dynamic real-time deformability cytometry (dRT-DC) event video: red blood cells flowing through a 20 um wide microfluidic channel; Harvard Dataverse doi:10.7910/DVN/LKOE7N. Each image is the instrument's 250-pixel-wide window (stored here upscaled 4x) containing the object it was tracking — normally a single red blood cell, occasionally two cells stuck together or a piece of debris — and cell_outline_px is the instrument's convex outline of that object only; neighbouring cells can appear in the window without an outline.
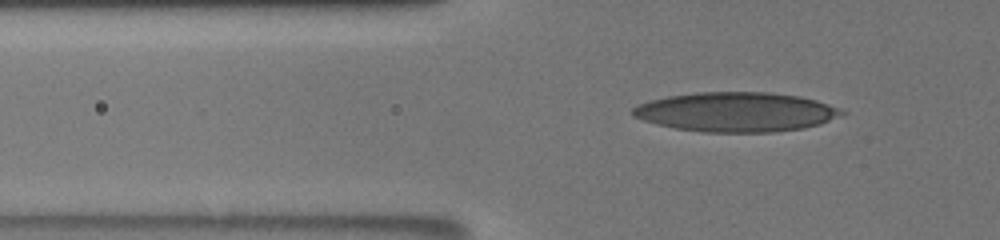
{"species": "human", "species_latin": "Homo sapiens", "temperature_condition": "room temperature", "stored_images_in_passage": 70, "camera_frame_rate_fps": 3000, "um_per_image_px": 0.085, "donor": {"sex": "male"}, "frame": {"image": 1, "passage_image": 28, "time_ms": 5.333, "image_size_px": [1000, 240], "cell_outline_px": [[848, 112], [820, 124], [804, 128], [772, 132], [704, 132], [676, 128], [656, 124], [632, 116], [632, 108], [640, 104], [652, 100], [668, 96], [696, 92], [768, 92], [800, 96], [816, 100], [828, 104]], "centroid_in_image_um": [62.58, 9.51], "position_along_channel_um": 63.2, "area_um2": 47.97}}
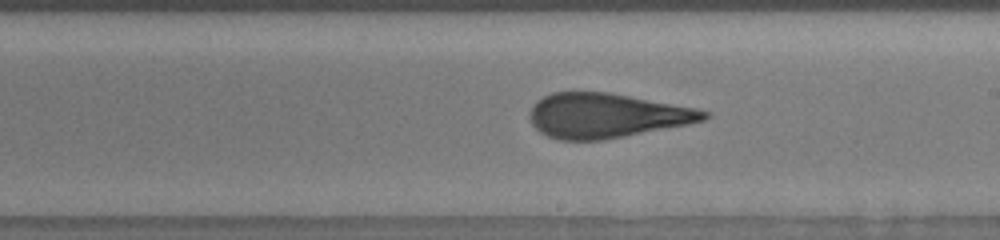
{"frame": {"image": 2, "passage_image": 53, "time_ms": 10.333, "image_size_px": [1000, 240], "cell_outline_px": [[712, 116], [704, 120], [688, 124], [604, 140], [560, 140], [548, 136], [540, 132], [532, 124], [528, 116], [528, 112], [532, 104], [536, 100], [552, 92], [608, 92], [696, 108], [712, 112]], "centroid_in_image_um": [51.53, 9.82], "position_along_channel_um": 237.5, "area_um2": 45.43}}
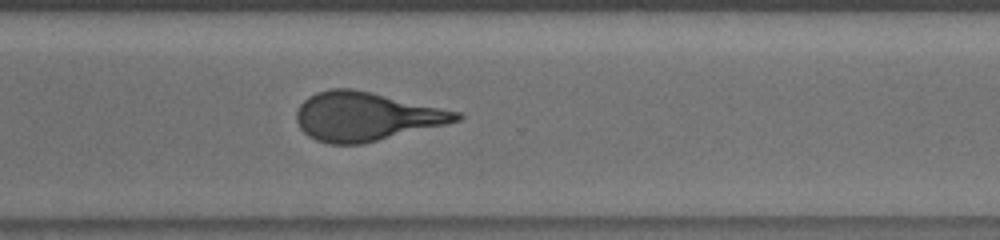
{"frame": {"image": 3, "passage_image": 67, "time_ms": 13.0, "image_size_px": [1000, 240], "cell_outline_px": [[464, 116], [460, 120], [364, 144], [328, 144], [316, 140], [308, 136], [300, 128], [296, 120], [296, 112], [300, 104], [308, 96], [316, 92], [332, 88], [352, 88], [460, 112]], "centroid_in_image_um": [31.05, 9.9], "position_along_channel_um": 339.5, "area_um2": 45.14}}